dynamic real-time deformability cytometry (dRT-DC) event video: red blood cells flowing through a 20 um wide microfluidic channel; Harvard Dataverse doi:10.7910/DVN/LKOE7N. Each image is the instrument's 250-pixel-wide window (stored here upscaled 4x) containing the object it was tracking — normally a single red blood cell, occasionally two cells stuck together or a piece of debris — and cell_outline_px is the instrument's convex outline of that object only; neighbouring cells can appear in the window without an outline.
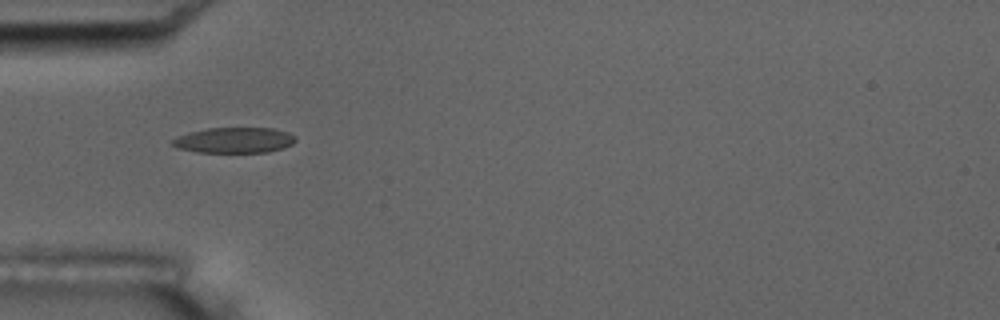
{"species": "common noctule bat (a hibernating species)", "species_latin": "Nyctalus noctula", "temperature_condition": "room temperature", "stored_images_in_passage": 17, "camera_frame_rate_fps": 3000, "um_per_image_px": 0.085, "animal": {"sex": "male", "body_mass_g": 17.5, "forearm_length_mm": 52.3}, "frame": {"image": 1, "passage_image": 6, "time_ms": 5.667, "image_size_px": [1000, 320], "cell_outline_px": [[296, 140], [292, 144], [284, 148], [268, 152], [196, 152], [176, 148], [172, 144], [172, 140], [176, 136], [188, 132], [208, 128], [272, 128], [288, 132], [296, 136]], "centroid_in_image_um": [19.91, 11.91], "position_along_channel_um": 65.1, "area_um2": 18.5}}
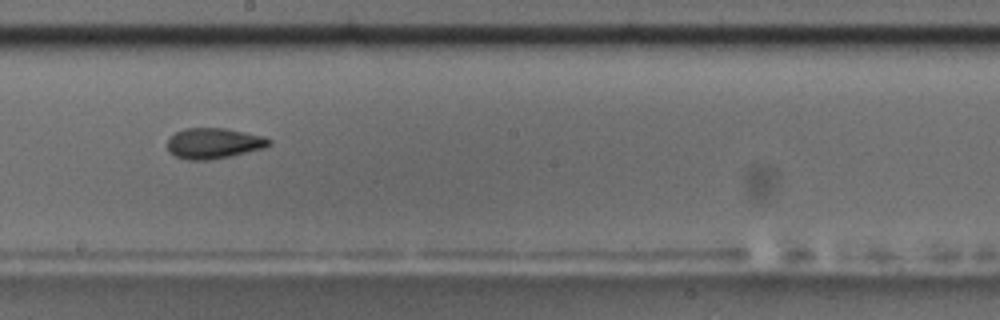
{"frame": {"image": 2, "passage_image": 10, "time_ms": 10.333, "image_size_px": [1000, 320], "cell_outline_px": [[272, 144], [264, 148], [228, 156], [208, 160], [188, 160], [176, 156], [168, 152], [168, 140], [176, 132], [184, 128], [224, 128], [264, 136], [272, 140]], "centroid_in_image_um": [18.17, 12.17], "position_along_channel_um": 230.0, "area_um2": 18.03}, "authors_computed_cell_mechanics": {"area_um2": 18.207, "velocity_mm_per_s": 3.5553, "shape_relaxation_time_tau1_ms": null, "shape_relaxation_time_tau2_ms": 1.5526, "deformation_change_tau1": null, "deformation_change_tau2": 0.0714}}